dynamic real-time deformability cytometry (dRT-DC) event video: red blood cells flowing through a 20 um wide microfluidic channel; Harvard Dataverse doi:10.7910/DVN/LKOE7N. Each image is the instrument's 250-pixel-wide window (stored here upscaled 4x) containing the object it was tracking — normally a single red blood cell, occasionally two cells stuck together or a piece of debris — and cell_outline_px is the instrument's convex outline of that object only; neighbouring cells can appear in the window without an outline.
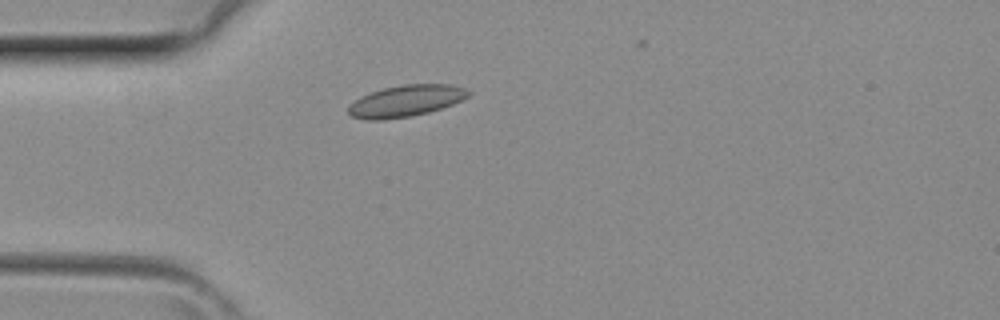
{"species": "common noctule bat (a hibernating species)", "species_latin": "Nyctalus noctula", "temperature_condition": "room temperature", "stored_images_in_passage": 2, "camera_frame_rate_fps": 3000, "um_per_image_px": 0.085, "animal": {"sex": "female", "body_mass_g": 29.2, "forearm_length_mm": 56.3}, "frame": {"image": 1, "passage_image": 2, "time_ms": 0.333, "image_size_px": [1000, 320], "cell_outline_px": [[472, 92], [468, 96], [452, 104], [428, 112], [408, 116], [384, 120], [368, 120], [352, 116], [348, 112], [348, 108], [360, 96], [384, 88], [404, 84], [448, 84], [464, 88]], "centroid_in_image_um": [34.49, 8.57], "position_along_channel_um": 50.5, "area_um2": 21.68}}